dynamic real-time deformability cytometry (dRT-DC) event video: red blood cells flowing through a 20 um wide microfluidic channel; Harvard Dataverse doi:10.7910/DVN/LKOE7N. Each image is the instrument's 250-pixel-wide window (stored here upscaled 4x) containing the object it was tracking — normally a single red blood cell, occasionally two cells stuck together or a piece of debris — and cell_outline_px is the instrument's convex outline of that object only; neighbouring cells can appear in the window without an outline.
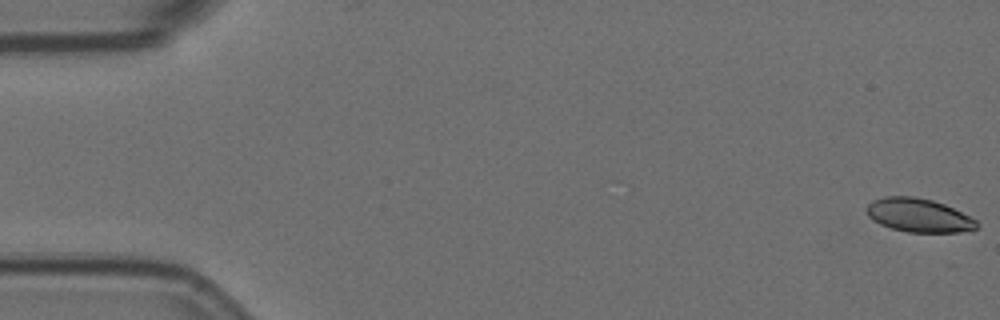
{"species": "Egyptian fruit bat (a non-hibernating species)", "species_latin": "Rousettus aegyptiacus", "temperature_condition": "room temperature", "stored_images_in_passage": 5, "camera_frame_rate_fps": 3000, "um_per_image_px": 0.085, "animal": {"sex": "female"}, "frame": {"image": 1, "passage_image": 1, "time_ms": 0.0, "image_size_px": [1000, 320], "cell_outline_px": [[980, 224], [976, 228], [960, 232], [908, 232], [892, 228], [880, 224], [872, 220], [868, 216], [868, 204], [872, 200], [884, 196], [912, 196], [932, 200], [944, 204], [976, 220]], "centroid_in_image_um": [78.07, 18.29], "position_along_channel_um": 6.9, "area_um2": 21.39}}